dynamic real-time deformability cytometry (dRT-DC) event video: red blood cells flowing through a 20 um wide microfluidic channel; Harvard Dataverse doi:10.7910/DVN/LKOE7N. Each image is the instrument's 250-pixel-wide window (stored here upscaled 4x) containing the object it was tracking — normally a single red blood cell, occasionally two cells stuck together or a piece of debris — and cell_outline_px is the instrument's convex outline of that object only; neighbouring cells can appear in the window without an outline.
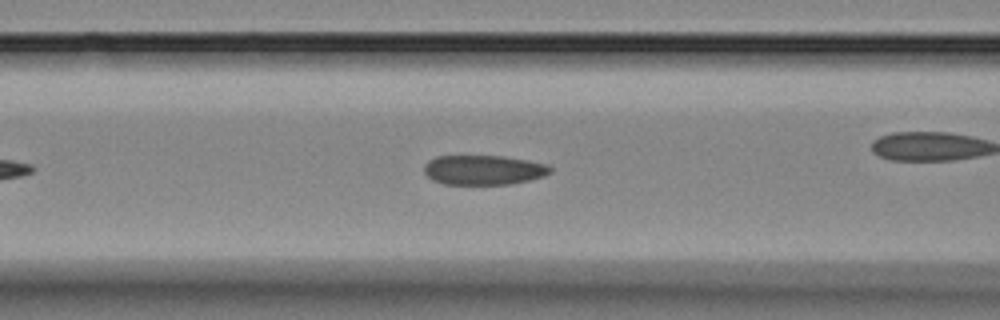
{"species": "Egyptian fruit bat (a non-hibernating species)", "species_latin": "Rousettus aegyptiacus", "temperature_condition": "room temperature", "stored_images_in_passage": 17, "camera_frame_rate_fps": 3000, "um_per_image_px": 0.085, "animal": {"sex": "female"}, "frame": {"image": 1, "passage_image": 10, "time_ms": 3.0, "image_size_px": [1000, 320], "cell_outline_px": [[552, 172], [544, 176], [528, 180], [508, 184], [444, 184], [432, 180], [424, 172], [424, 164], [428, 160], [436, 156], [500, 156], [528, 160], [548, 164], [552, 168]], "centroid_in_image_um": [41.1, 14.44], "position_along_channel_um": 125.5, "area_um2": 21.85}}